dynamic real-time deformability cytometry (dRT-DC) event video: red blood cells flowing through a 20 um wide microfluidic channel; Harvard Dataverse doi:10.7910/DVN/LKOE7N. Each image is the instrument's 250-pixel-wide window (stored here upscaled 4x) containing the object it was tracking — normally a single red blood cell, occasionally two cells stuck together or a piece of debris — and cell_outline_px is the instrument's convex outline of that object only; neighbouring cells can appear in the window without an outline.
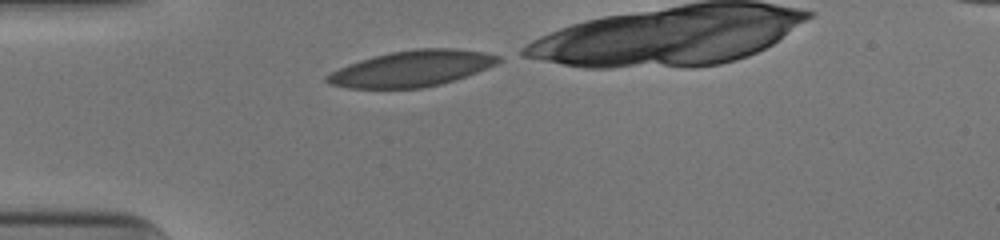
{"species": "human", "species_latin": "Homo sapiens", "temperature_condition": "cold", "stored_images_in_passage": 29, "camera_frame_rate_fps": 3000, "um_per_image_px": 0.085, "donor": {"sex": "male"}, "frame": {"image": 1, "passage_image": 1, "time_ms": 0.0, "image_size_px": [1000, 240], "cell_outline_px": [[500, 60], [496, 64], [476, 72], [440, 84], [424, 88], [348, 88], [332, 84], [324, 80], [324, 76], [340, 68], [360, 60], [372, 56], [392, 52], [416, 48], [452, 48], [484, 52], [500, 56]], "centroid_in_image_um": [34.99, 5.82], "position_along_channel_um": 50.0, "area_um2": 35.49}}
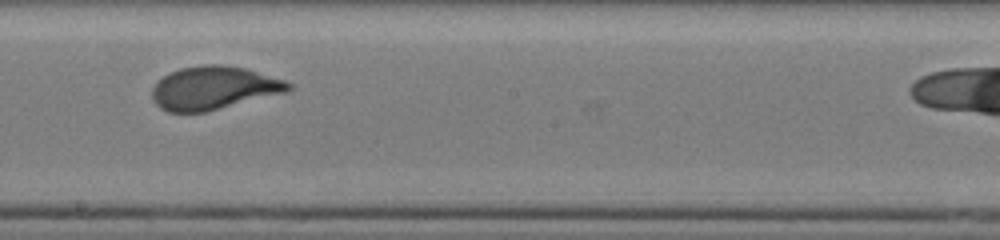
{"frame": {"image": 2, "passage_image": 16, "time_ms": 5.0, "image_size_px": [1000, 240], "cell_outline_px": [[292, 88], [284, 92], [204, 112], [168, 112], [160, 108], [156, 104], [152, 96], [152, 88], [168, 72], [180, 68], [204, 64], [220, 64], [244, 68], [284, 80], [292, 84]], "centroid_in_image_um": [18.12, 7.47], "position_along_channel_um": 230.1, "area_um2": 33.87}}
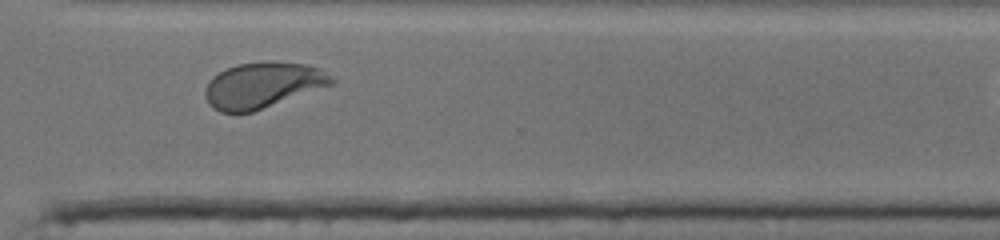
{"frame": {"image": 3, "passage_image": 25, "time_ms": 8.0, "image_size_px": [1000, 240], "cell_outline_px": [[336, 84], [252, 112], [220, 112], [212, 108], [204, 96], [204, 92], [208, 84], [220, 72], [228, 68], [240, 64], [308, 64], [320, 68], [336, 80]], "centroid_in_image_um": [22.38, 7.29], "position_along_channel_um": 348.2, "area_um2": 32.83}, "authors_computed_cell_mechanics": {"area_um2": 34.0442, "velocity_mm_per_s": 3.9191, "shape_relaxation_time_tau1_ms": 3.5053, "shape_relaxation_time_tau2_ms": null, "deformation_change_tau1": 0.1464, "deformation_change_tau2": null}}